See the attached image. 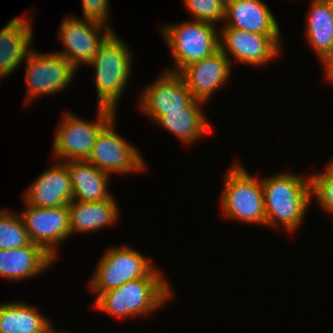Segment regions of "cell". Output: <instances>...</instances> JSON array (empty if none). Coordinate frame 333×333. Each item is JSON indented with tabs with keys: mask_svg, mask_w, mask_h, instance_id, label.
I'll return each instance as SVG.
<instances>
[{
	"mask_svg": "<svg viewBox=\"0 0 333 333\" xmlns=\"http://www.w3.org/2000/svg\"><path fill=\"white\" fill-rule=\"evenodd\" d=\"M67 164L73 200L98 202L113 196L108 190L110 175L87 160L65 161Z\"/></svg>",
	"mask_w": 333,
	"mask_h": 333,
	"instance_id": "ffe728a7",
	"label": "cell"
},
{
	"mask_svg": "<svg viewBox=\"0 0 333 333\" xmlns=\"http://www.w3.org/2000/svg\"><path fill=\"white\" fill-rule=\"evenodd\" d=\"M55 259L41 246L30 243L14 249L0 250V277L23 281L45 272Z\"/></svg>",
	"mask_w": 333,
	"mask_h": 333,
	"instance_id": "ac0fdd59",
	"label": "cell"
},
{
	"mask_svg": "<svg viewBox=\"0 0 333 333\" xmlns=\"http://www.w3.org/2000/svg\"><path fill=\"white\" fill-rule=\"evenodd\" d=\"M115 200L114 196L98 202L72 200L68 205L71 237L77 232L86 234L114 225L121 217Z\"/></svg>",
	"mask_w": 333,
	"mask_h": 333,
	"instance_id": "d6986e66",
	"label": "cell"
},
{
	"mask_svg": "<svg viewBox=\"0 0 333 333\" xmlns=\"http://www.w3.org/2000/svg\"><path fill=\"white\" fill-rule=\"evenodd\" d=\"M162 72L139 95V109L151 117L154 123L167 112H184V108L195 100L179 73Z\"/></svg>",
	"mask_w": 333,
	"mask_h": 333,
	"instance_id": "4fadbf2b",
	"label": "cell"
},
{
	"mask_svg": "<svg viewBox=\"0 0 333 333\" xmlns=\"http://www.w3.org/2000/svg\"><path fill=\"white\" fill-rule=\"evenodd\" d=\"M132 52L115 31L99 47L89 66L94 67L97 107L118 109L119 100L131 77Z\"/></svg>",
	"mask_w": 333,
	"mask_h": 333,
	"instance_id": "3957f363",
	"label": "cell"
},
{
	"mask_svg": "<svg viewBox=\"0 0 333 333\" xmlns=\"http://www.w3.org/2000/svg\"><path fill=\"white\" fill-rule=\"evenodd\" d=\"M224 20L222 27L281 37L278 21L263 0H227Z\"/></svg>",
	"mask_w": 333,
	"mask_h": 333,
	"instance_id": "2e32d148",
	"label": "cell"
},
{
	"mask_svg": "<svg viewBox=\"0 0 333 333\" xmlns=\"http://www.w3.org/2000/svg\"><path fill=\"white\" fill-rule=\"evenodd\" d=\"M51 324L50 319L26 302L0 304V333H41Z\"/></svg>",
	"mask_w": 333,
	"mask_h": 333,
	"instance_id": "7402d4cb",
	"label": "cell"
},
{
	"mask_svg": "<svg viewBox=\"0 0 333 333\" xmlns=\"http://www.w3.org/2000/svg\"><path fill=\"white\" fill-rule=\"evenodd\" d=\"M150 260L130 246L111 247L98 260L88 286L97 298L127 281L145 277L154 268Z\"/></svg>",
	"mask_w": 333,
	"mask_h": 333,
	"instance_id": "52a82bcc",
	"label": "cell"
},
{
	"mask_svg": "<svg viewBox=\"0 0 333 333\" xmlns=\"http://www.w3.org/2000/svg\"><path fill=\"white\" fill-rule=\"evenodd\" d=\"M266 213V226L282 225L294 233L304 221L312 202L310 175L301 176L281 172L271 177H261Z\"/></svg>",
	"mask_w": 333,
	"mask_h": 333,
	"instance_id": "7a4b0ae2",
	"label": "cell"
},
{
	"mask_svg": "<svg viewBox=\"0 0 333 333\" xmlns=\"http://www.w3.org/2000/svg\"><path fill=\"white\" fill-rule=\"evenodd\" d=\"M115 119L99 132L87 161L109 175L147 170L140 151L117 133Z\"/></svg>",
	"mask_w": 333,
	"mask_h": 333,
	"instance_id": "9c48e42d",
	"label": "cell"
},
{
	"mask_svg": "<svg viewBox=\"0 0 333 333\" xmlns=\"http://www.w3.org/2000/svg\"><path fill=\"white\" fill-rule=\"evenodd\" d=\"M319 61L325 69V80L333 84V49Z\"/></svg>",
	"mask_w": 333,
	"mask_h": 333,
	"instance_id": "83f0119b",
	"label": "cell"
},
{
	"mask_svg": "<svg viewBox=\"0 0 333 333\" xmlns=\"http://www.w3.org/2000/svg\"><path fill=\"white\" fill-rule=\"evenodd\" d=\"M60 24L58 35L64 50L57 53L65 57L76 69L82 63L90 64L99 47L114 32L113 28L104 24L70 15Z\"/></svg>",
	"mask_w": 333,
	"mask_h": 333,
	"instance_id": "30bf717a",
	"label": "cell"
},
{
	"mask_svg": "<svg viewBox=\"0 0 333 333\" xmlns=\"http://www.w3.org/2000/svg\"><path fill=\"white\" fill-rule=\"evenodd\" d=\"M305 37L319 60L333 49V14L324 0H310Z\"/></svg>",
	"mask_w": 333,
	"mask_h": 333,
	"instance_id": "603a6c76",
	"label": "cell"
},
{
	"mask_svg": "<svg viewBox=\"0 0 333 333\" xmlns=\"http://www.w3.org/2000/svg\"><path fill=\"white\" fill-rule=\"evenodd\" d=\"M231 66L230 60L219 49L209 57L190 63L179 74L195 100L207 103L217 89L229 81Z\"/></svg>",
	"mask_w": 333,
	"mask_h": 333,
	"instance_id": "5bb4252c",
	"label": "cell"
},
{
	"mask_svg": "<svg viewBox=\"0 0 333 333\" xmlns=\"http://www.w3.org/2000/svg\"><path fill=\"white\" fill-rule=\"evenodd\" d=\"M23 194L25 204L32 206H68L73 200V190L67 164L56 161L52 167L43 171Z\"/></svg>",
	"mask_w": 333,
	"mask_h": 333,
	"instance_id": "9a60e30c",
	"label": "cell"
},
{
	"mask_svg": "<svg viewBox=\"0 0 333 333\" xmlns=\"http://www.w3.org/2000/svg\"><path fill=\"white\" fill-rule=\"evenodd\" d=\"M96 111L97 117L92 122L71 111L63 114L53 138L54 159L62 162L88 159L99 132L117 114L101 107H97Z\"/></svg>",
	"mask_w": 333,
	"mask_h": 333,
	"instance_id": "8992f818",
	"label": "cell"
},
{
	"mask_svg": "<svg viewBox=\"0 0 333 333\" xmlns=\"http://www.w3.org/2000/svg\"><path fill=\"white\" fill-rule=\"evenodd\" d=\"M155 267L145 277L101 293L94 308L115 318L142 317L164 306L174 294L169 281Z\"/></svg>",
	"mask_w": 333,
	"mask_h": 333,
	"instance_id": "6da1fadb",
	"label": "cell"
},
{
	"mask_svg": "<svg viewBox=\"0 0 333 333\" xmlns=\"http://www.w3.org/2000/svg\"><path fill=\"white\" fill-rule=\"evenodd\" d=\"M235 162L224 178L220 195L222 214L231 220L266 226V213L261 178L253 177Z\"/></svg>",
	"mask_w": 333,
	"mask_h": 333,
	"instance_id": "277c9868",
	"label": "cell"
},
{
	"mask_svg": "<svg viewBox=\"0 0 333 333\" xmlns=\"http://www.w3.org/2000/svg\"><path fill=\"white\" fill-rule=\"evenodd\" d=\"M206 103L194 100L184 112H167L156 123L171 132L184 144L191 145L212 132V125L203 113L202 105ZM202 109V110H201Z\"/></svg>",
	"mask_w": 333,
	"mask_h": 333,
	"instance_id": "44dd1931",
	"label": "cell"
},
{
	"mask_svg": "<svg viewBox=\"0 0 333 333\" xmlns=\"http://www.w3.org/2000/svg\"><path fill=\"white\" fill-rule=\"evenodd\" d=\"M24 17L11 19L0 30V79L14 73L32 50L33 25Z\"/></svg>",
	"mask_w": 333,
	"mask_h": 333,
	"instance_id": "e0dca14e",
	"label": "cell"
},
{
	"mask_svg": "<svg viewBox=\"0 0 333 333\" xmlns=\"http://www.w3.org/2000/svg\"><path fill=\"white\" fill-rule=\"evenodd\" d=\"M324 1L328 4V6L333 14V0H324Z\"/></svg>",
	"mask_w": 333,
	"mask_h": 333,
	"instance_id": "4dcf8cb0",
	"label": "cell"
},
{
	"mask_svg": "<svg viewBox=\"0 0 333 333\" xmlns=\"http://www.w3.org/2000/svg\"><path fill=\"white\" fill-rule=\"evenodd\" d=\"M109 6V0H82L83 19L92 20L112 28L107 22L109 20Z\"/></svg>",
	"mask_w": 333,
	"mask_h": 333,
	"instance_id": "4316f807",
	"label": "cell"
},
{
	"mask_svg": "<svg viewBox=\"0 0 333 333\" xmlns=\"http://www.w3.org/2000/svg\"><path fill=\"white\" fill-rule=\"evenodd\" d=\"M31 243L20 214L12 210H0V250L14 249Z\"/></svg>",
	"mask_w": 333,
	"mask_h": 333,
	"instance_id": "cb8c5ba5",
	"label": "cell"
},
{
	"mask_svg": "<svg viewBox=\"0 0 333 333\" xmlns=\"http://www.w3.org/2000/svg\"><path fill=\"white\" fill-rule=\"evenodd\" d=\"M329 163L324 167L325 170L329 175L333 176V158L330 159Z\"/></svg>",
	"mask_w": 333,
	"mask_h": 333,
	"instance_id": "f1b7e54d",
	"label": "cell"
},
{
	"mask_svg": "<svg viewBox=\"0 0 333 333\" xmlns=\"http://www.w3.org/2000/svg\"><path fill=\"white\" fill-rule=\"evenodd\" d=\"M191 19L216 24L224 20L227 0H183ZM194 18V19H193Z\"/></svg>",
	"mask_w": 333,
	"mask_h": 333,
	"instance_id": "d4e9b609",
	"label": "cell"
},
{
	"mask_svg": "<svg viewBox=\"0 0 333 333\" xmlns=\"http://www.w3.org/2000/svg\"><path fill=\"white\" fill-rule=\"evenodd\" d=\"M311 197H315L321 207L333 216V176L325 170L310 176Z\"/></svg>",
	"mask_w": 333,
	"mask_h": 333,
	"instance_id": "484cf974",
	"label": "cell"
},
{
	"mask_svg": "<svg viewBox=\"0 0 333 333\" xmlns=\"http://www.w3.org/2000/svg\"><path fill=\"white\" fill-rule=\"evenodd\" d=\"M56 328L53 326V324H51L49 327H47L44 331H42L41 333H65V331H58L55 330ZM68 333V332H66Z\"/></svg>",
	"mask_w": 333,
	"mask_h": 333,
	"instance_id": "f546056e",
	"label": "cell"
},
{
	"mask_svg": "<svg viewBox=\"0 0 333 333\" xmlns=\"http://www.w3.org/2000/svg\"><path fill=\"white\" fill-rule=\"evenodd\" d=\"M26 99L62 92L74 80L77 69L57 52L30 51L25 58ZM37 96V97H36Z\"/></svg>",
	"mask_w": 333,
	"mask_h": 333,
	"instance_id": "ba28073f",
	"label": "cell"
},
{
	"mask_svg": "<svg viewBox=\"0 0 333 333\" xmlns=\"http://www.w3.org/2000/svg\"><path fill=\"white\" fill-rule=\"evenodd\" d=\"M219 49L230 60L248 66H265L282 51L281 37H271L258 33L232 28L219 27ZM232 56V57H230Z\"/></svg>",
	"mask_w": 333,
	"mask_h": 333,
	"instance_id": "8fae6325",
	"label": "cell"
},
{
	"mask_svg": "<svg viewBox=\"0 0 333 333\" xmlns=\"http://www.w3.org/2000/svg\"><path fill=\"white\" fill-rule=\"evenodd\" d=\"M25 205L20 216L31 242L41 246L56 260L59 243L71 237L68 206L43 208Z\"/></svg>",
	"mask_w": 333,
	"mask_h": 333,
	"instance_id": "7c38bea8",
	"label": "cell"
},
{
	"mask_svg": "<svg viewBox=\"0 0 333 333\" xmlns=\"http://www.w3.org/2000/svg\"><path fill=\"white\" fill-rule=\"evenodd\" d=\"M162 26V35L175 64V69L167 68L166 71L179 73L190 63L209 57L219 50V31L214 24L188 19Z\"/></svg>",
	"mask_w": 333,
	"mask_h": 333,
	"instance_id": "5b68a950",
	"label": "cell"
}]
</instances>
